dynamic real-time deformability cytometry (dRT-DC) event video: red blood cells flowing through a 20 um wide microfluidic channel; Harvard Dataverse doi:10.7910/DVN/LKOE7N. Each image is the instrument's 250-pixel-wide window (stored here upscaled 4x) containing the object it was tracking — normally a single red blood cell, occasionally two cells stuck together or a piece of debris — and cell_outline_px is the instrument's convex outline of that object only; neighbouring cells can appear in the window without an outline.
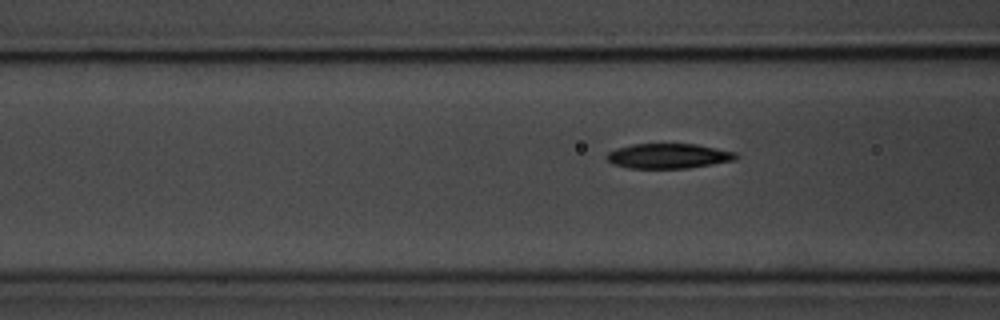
{"species": "common noctule bat (a hibernating species)", "species_latin": "Nyctalus noctula", "temperature_condition": "room temperature", "stored_images_in_passage": 8, "camera_frame_rate_fps": 3000, "um_per_image_px": 0.085, "animal": {"sex": "male", "body_mass_g": 20.1, "forearm_length_mm": 53.5}, "frame": {"image": 1, "passage_image": 6, "time_ms": 1.667, "image_size_px": [1000, 320], "cell_outline_px": [[740, 156], [736, 160], [688, 168], [628, 168], [612, 164], [604, 156], [608, 152], [616, 148], [632, 144], [696, 144], [736, 152]], "centroid_in_image_um": [56.81, 13.26], "position_along_channel_um": 109.8, "area_um2": 18.9}}
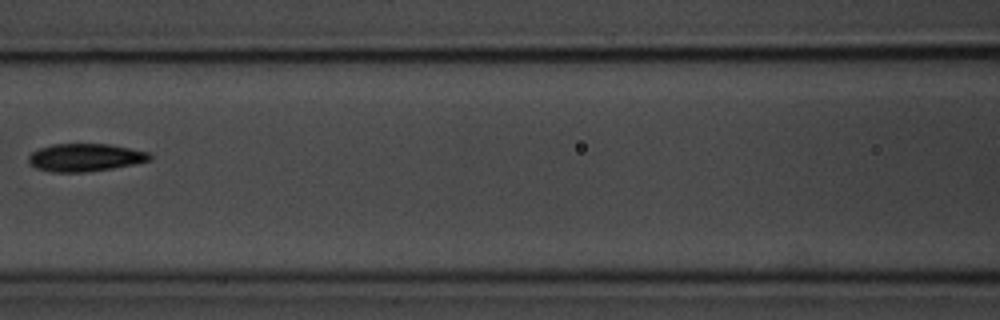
{"frame": {"image": 2, "passage_image": 7, "time_ms": 2.0, "image_size_px": [1000, 320], "cell_outline_px": [[152, 160], [112, 168], [88, 172], [52, 172], [36, 168], [28, 164], [28, 156], [32, 152], [40, 148], [52, 144], [108, 144], [148, 152], [152, 156]], "centroid_in_image_um": [7.2, 13.39], "position_along_channel_um": 159.4, "area_um2": 19.59}}
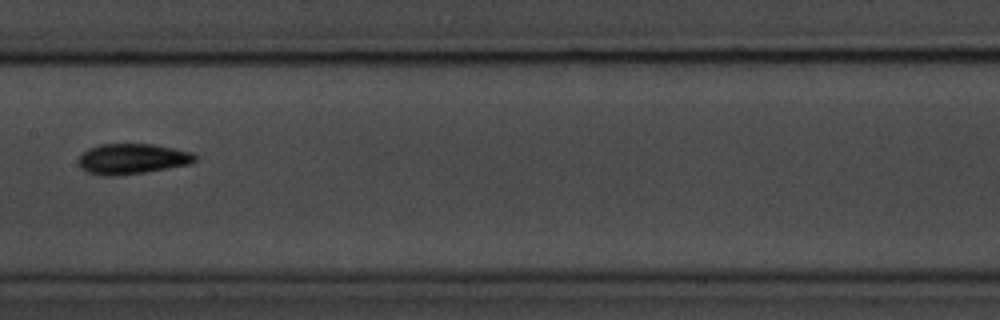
{"frame": {"image": 3, "passage_image": 8, "time_ms": 2.333, "image_size_px": [1000, 320], "cell_outline_px": [[196, 160], [192, 164], [144, 172], [116, 176], [104, 176], [88, 172], [80, 168], [80, 156], [88, 148], [100, 144], [152, 144], [192, 152], [196, 156]], "centroid_in_image_um": [11.25, 13.5], "position_along_channel_um": 196.2, "area_um2": 20.58}}